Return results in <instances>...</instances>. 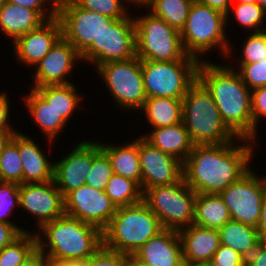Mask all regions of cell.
I'll return each mask as SVG.
<instances>
[{
  "mask_svg": "<svg viewBox=\"0 0 266 266\" xmlns=\"http://www.w3.org/2000/svg\"><path fill=\"white\" fill-rule=\"evenodd\" d=\"M234 2H239V3H257V0H234Z\"/></svg>",
  "mask_w": 266,
  "mask_h": 266,
  "instance_id": "56",
  "label": "cell"
},
{
  "mask_svg": "<svg viewBox=\"0 0 266 266\" xmlns=\"http://www.w3.org/2000/svg\"><path fill=\"white\" fill-rule=\"evenodd\" d=\"M184 266H213L210 261L207 262H197V263H187Z\"/></svg>",
  "mask_w": 266,
  "mask_h": 266,
  "instance_id": "55",
  "label": "cell"
},
{
  "mask_svg": "<svg viewBox=\"0 0 266 266\" xmlns=\"http://www.w3.org/2000/svg\"><path fill=\"white\" fill-rule=\"evenodd\" d=\"M162 230L159 218L144 201L118 207L108 226L102 231L103 247L133 255Z\"/></svg>",
  "mask_w": 266,
  "mask_h": 266,
  "instance_id": "4",
  "label": "cell"
},
{
  "mask_svg": "<svg viewBox=\"0 0 266 266\" xmlns=\"http://www.w3.org/2000/svg\"><path fill=\"white\" fill-rule=\"evenodd\" d=\"M265 192L264 178H258L250 169L219 195L228 207L231 220L257 228Z\"/></svg>",
  "mask_w": 266,
  "mask_h": 266,
  "instance_id": "13",
  "label": "cell"
},
{
  "mask_svg": "<svg viewBox=\"0 0 266 266\" xmlns=\"http://www.w3.org/2000/svg\"><path fill=\"white\" fill-rule=\"evenodd\" d=\"M17 131H2L0 132V155L2 151L4 150L5 146L9 143V141L12 139L13 135Z\"/></svg>",
  "mask_w": 266,
  "mask_h": 266,
  "instance_id": "52",
  "label": "cell"
},
{
  "mask_svg": "<svg viewBox=\"0 0 266 266\" xmlns=\"http://www.w3.org/2000/svg\"><path fill=\"white\" fill-rule=\"evenodd\" d=\"M0 181L23 183V165L18 152V132H16L0 155Z\"/></svg>",
  "mask_w": 266,
  "mask_h": 266,
  "instance_id": "34",
  "label": "cell"
},
{
  "mask_svg": "<svg viewBox=\"0 0 266 266\" xmlns=\"http://www.w3.org/2000/svg\"><path fill=\"white\" fill-rule=\"evenodd\" d=\"M19 203V206L37 217L38 229L65 214L64 198L54 180L20 184Z\"/></svg>",
  "mask_w": 266,
  "mask_h": 266,
  "instance_id": "16",
  "label": "cell"
},
{
  "mask_svg": "<svg viewBox=\"0 0 266 266\" xmlns=\"http://www.w3.org/2000/svg\"><path fill=\"white\" fill-rule=\"evenodd\" d=\"M257 3L266 11V0H257Z\"/></svg>",
  "mask_w": 266,
  "mask_h": 266,
  "instance_id": "57",
  "label": "cell"
},
{
  "mask_svg": "<svg viewBox=\"0 0 266 266\" xmlns=\"http://www.w3.org/2000/svg\"><path fill=\"white\" fill-rule=\"evenodd\" d=\"M37 248L36 233L25 231L0 251V266H20Z\"/></svg>",
  "mask_w": 266,
  "mask_h": 266,
  "instance_id": "33",
  "label": "cell"
},
{
  "mask_svg": "<svg viewBox=\"0 0 266 266\" xmlns=\"http://www.w3.org/2000/svg\"><path fill=\"white\" fill-rule=\"evenodd\" d=\"M99 144L110 160L113 173L136 181L141 186L139 138L121 147Z\"/></svg>",
  "mask_w": 266,
  "mask_h": 266,
  "instance_id": "25",
  "label": "cell"
},
{
  "mask_svg": "<svg viewBox=\"0 0 266 266\" xmlns=\"http://www.w3.org/2000/svg\"><path fill=\"white\" fill-rule=\"evenodd\" d=\"M231 216L219 194H197L193 224L219 230Z\"/></svg>",
  "mask_w": 266,
  "mask_h": 266,
  "instance_id": "26",
  "label": "cell"
},
{
  "mask_svg": "<svg viewBox=\"0 0 266 266\" xmlns=\"http://www.w3.org/2000/svg\"><path fill=\"white\" fill-rule=\"evenodd\" d=\"M46 20L36 11L7 0L0 9V28L13 43L24 34L38 28Z\"/></svg>",
  "mask_w": 266,
  "mask_h": 266,
  "instance_id": "24",
  "label": "cell"
},
{
  "mask_svg": "<svg viewBox=\"0 0 266 266\" xmlns=\"http://www.w3.org/2000/svg\"><path fill=\"white\" fill-rule=\"evenodd\" d=\"M21 233L12 225L0 222V251Z\"/></svg>",
  "mask_w": 266,
  "mask_h": 266,
  "instance_id": "46",
  "label": "cell"
},
{
  "mask_svg": "<svg viewBox=\"0 0 266 266\" xmlns=\"http://www.w3.org/2000/svg\"><path fill=\"white\" fill-rule=\"evenodd\" d=\"M251 111L253 118V141L256 139V130L260 117L266 119V86L251 90Z\"/></svg>",
  "mask_w": 266,
  "mask_h": 266,
  "instance_id": "43",
  "label": "cell"
},
{
  "mask_svg": "<svg viewBox=\"0 0 266 266\" xmlns=\"http://www.w3.org/2000/svg\"><path fill=\"white\" fill-rule=\"evenodd\" d=\"M105 193L117 207L130 206L143 201L141 186L129 178L113 174Z\"/></svg>",
  "mask_w": 266,
  "mask_h": 266,
  "instance_id": "31",
  "label": "cell"
},
{
  "mask_svg": "<svg viewBox=\"0 0 266 266\" xmlns=\"http://www.w3.org/2000/svg\"><path fill=\"white\" fill-rule=\"evenodd\" d=\"M236 5V6H235ZM236 20L244 27L255 28L254 32L264 31L263 26L266 11L258 3H239L235 2L232 8ZM260 26V27H259Z\"/></svg>",
  "mask_w": 266,
  "mask_h": 266,
  "instance_id": "36",
  "label": "cell"
},
{
  "mask_svg": "<svg viewBox=\"0 0 266 266\" xmlns=\"http://www.w3.org/2000/svg\"><path fill=\"white\" fill-rule=\"evenodd\" d=\"M136 57L134 18L113 19L93 43L81 54L85 62L96 68L111 61H125Z\"/></svg>",
  "mask_w": 266,
  "mask_h": 266,
  "instance_id": "10",
  "label": "cell"
},
{
  "mask_svg": "<svg viewBox=\"0 0 266 266\" xmlns=\"http://www.w3.org/2000/svg\"><path fill=\"white\" fill-rule=\"evenodd\" d=\"M25 98L24 104L29 109L30 116L44 131L49 142H53L54 137L66 126V121L35 89H31L30 94Z\"/></svg>",
  "mask_w": 266,
  "mask_h": 266,
  "instance_id": "27",
  "label": "cell"
},
{
  "mask_svg": "<svg viewBox=\"0 0 266 266\" xmlns=\"http://www.w3.org/2000/svg\"><path fill=\"white\" fill-rule=\"evenodd\" d=\"M126 266H149V265L139 261L133 255H126Z\"/></svg>",
  "mask_w": 266,
  "mask_h": 266,
  "instance_id": "53",
  "label": "cell"
},
{
  "mask_svg": "<svg viewBox=\"0 0 266 266\" xmlns=\"http://www.w3.org/2000/svg\"><path fill=\"white\" fill-rule=\"evenodd\" d=\"M35 89L67 122L80 104V96L72 84L46 85Z\"/></svg>",
  "mask_w": 266,
  "mask_h": 266,
  "instance_id": "30",
  "label": "cell"
},
{
  "mask_svg": "<svg viewBox=\"0 0 266 266\" xmlns=\"http://www.w3.org/2000/svg\"><path fill=\"white\" fill-rule=\"evenodd\" d=\"M8 1L22 7L36 10L45 20L52 19L56 16L57 0H52V2L49 4L51 6V9L49 10L48 13L46 12L45 10L46 7L44 5L46 4L45 2H48L49 0H8Z\"/></svg>",
  "mask_w": 266,
  "mask_h": 266,
  "instance_id": "44",
  "label": "cell"
},
{
  "mask_svg": "<svg viewBox=\"0 0 266 266\" xmlns=\"http://www.w3.org/2000/svg\"><path fill=\"white\" fill-rule=\"evenodd\" d=\"M39 230L46 237L47 250L39 233L38 249L50 261L87 260L103 246L102 231L94 225L63 215L45 223Z\"/></svg>",
  "mask_w": 266,
  "mask_h": 266,
  "instance_id": "3",
  "label": "cell"
},
{
  "mask_svg": "<svg viewBox=\"0 0 266 266\" xmlns=\"http://www.w3.org/2000/svg\"><path fill=\"white\" fill-rule=\"evenodd\" d=\"M142 137L152 146L175 157L182 163L185 162L194 146L183 122L154 128L152 133L150 132L149 135L146 134Z\"/></svg>",
  "mask_w": 266,
  "mask_h": 266,
  "instance_id": "23",
  "label": "cell"
},
{
  "mask_svg": "<svg viewBox=\"0 0 266 266\" xmlns=\"http://www.w3.org/2000/svg\"><path fill=\"white\" fill-rule=\"evenodd\" d=\"M261 240H266V192L264 194L261 206V215L257 227Z\"/></svg>",
  "mask_w": 266,
  "mask_h": 266,
  "instance_id": "50",
  "label": "cell"
},
{
  "mask_svg": "<svg viewBox=\"0 0 266 266\" xmlns=\"http://www.w3.org/2000/svg\"><path fill=\"white\" fill-rule=\"evenodd\" d=\"M141 189L170 185L183 178V163L152 146L143 137L139 138Z\"/></svg>",
  "mask_w": 266,
  "mask_h": 266,
  "instance_id": "15",
  "label": "cell"
},
{
  "mask_svg": "<svg viewBox=\"0 0 266 266\" xmlns=\"http://www.w3.org/2000/svg\"><path fill=\"white\" fill-rule=\"evenodd\" d=\"M152 128L171 126L182 122V99L170 97L147 98L140 109Z\"/></svg>",
  "mask_w": 266,
  "mask_h": 266,
  "instance_id": "29",
  "label": "cell"
},
{
  "mask_svg": "<svg viewBox=\"0 0 266 266\" xmlns=\"http://www.w3.org/2000/svg\"><path fill=\"white\" fill-rule=\"evenodd\" d=\"M128 2H131L133 4L136 3V5H138L140 7V5L144 6V7H150L153 0H126Z\"/></svg>",
  "mask_w": 266,
  "mask_h": 266,
  "instance_id": "54",
  "label": "cell"
},
{
  "mask_svg": "<svg viewBox=\"0 0 266 266\" xmlns=\"http://www.w3.org/2000/svg\"><path fill=\"white\" fill-rule=\"evenodd\" d=\"M266 57V30L253 32L247 37L239 64H252Z\"/></svg>",
  "mask_w": 266,
  "mask_h": 266,
  "instance_id": "38",
  "label": "cell"
},
{
  "mask_svg": "<svg viewBox=\"0 0 266 266\" xmlns=\"http://www.w3.org/2000/svg\"><path fill=\"white\" fill-rule=\"evenodd\" d=\"M62 37V27L57 16L46 20L38 28L19 37L14 43L16 58L25 64L36 65Z\"/></svg>",
  "mask_w": 266,
  "mask_h": 266,
  "instance_id": "19",
  "label": "cell"
},
{
  "mask_svg": "<svg viewBox=\"0 0 266 266\" xmlns=\"http://www.w3.org/2000/svg\"><path fill=\"white\" fill-rule=\"evenodd\" d=\"M92 167V141H82L68 156L54 164V182L64 197L85 185Z\"/></svg>",
  "mask_w": 266,
  "mask_h": 266,
  "instance_id": "18",
  "label": "cell"
},
{
  "mask_svg": "<svg viewBox=\"0 0 266 266\" xmlns=\"http://www.w3.org/2000/svg\"><path fill=\"white\" fill-rule=\"evenodd\" d=\"M194 1L223 12L224 14H226V19H229L228 15L230 13V4H231L230 2L233 3V0L232 1L231 0H194Z\"/></svg>",
  "mask_w": 266,
  "mask_h": 266,
  "instance_id": "49",
  "label": "cell"
},
{
  "mask_svg": "<svg viewBox=\"0 0 266 266\" xmlns=\"http://www.w3.org/2000/svg\"><path fill=\"white\" fill-rule=\"evenodd\" d=\"M200 61L191 55L172 62L141 60L147 98L183 99L189 87L197 80Z\"/></svg>",
  "mask_w": 266,
  "mask_h": 266,
  "instance_id": "7",
  "label": "cell"
},
{
  "mask_svg": "<svg viewBox=\"0 0 266 266\" xmlns=\"http://www.w3.org/2000/svg\"><path fill=\"white\" fill-rule=\"evenodd\" d=\"M7 0H0V9L4 6Z\"/></svg>",
  "mask_w": 266,
  "mask_h": 266,
  "instance_id": "58",
  "label": "cell"
},
{
  "mask_svg": "<svg viewBox=\"0 0 266 266\" xmlns=\"http://www.w3.org/2000/svg\"><path fill=\"white\" fill-rule=\"evenodd\" d=\"M213 266H246V258L231 247L220 244L211 259Z\"/></svg>",
  "mask_w": 266,
  "mask_h": 266,
  "instance_id": "42",
  "label": "cell"
},
{
  "mask_svg": "<svg viewBox=\"0 0 266 266\" xmlns=\"http://www.w3.org/2000/svg\"><path fill=\"white\" fill-rule=\"evenodd\" d=\"M108 156L101 150L99 142H92V167L86 178L85 185L105 191L113 175Z\"/></svg>",
  "mask_w": 266,
  "mask_h": 266,
  "instance_id": "35",
  "label": "cell"
},
{
  "mask_svg": "<svg viewBox=\"0 0 266 266\" xmlns=\"http://www.w3.org/2000/svg\"><path fill=\"white\" fill-rule=\"evenodd\" d=\"M239 74L250 90L266 86V57L252 64H238Z\"/></svg>",
  "mask_w": 266,
  "mask_h": 266,
  "instance_id": "40",
  "label": "cell"
},
{
  "mask_svg": "<svg viewBox=\"0 0 266 266\" xmlns=\"http://www.w3.org/2000/svg\"><path fill=\"white\" fill-rule=\"evenodd\" d=\"M50 260L38 248L20 266H49Z\"/></svg>",
  "mask_w": 266,
  "mask_h": 266,
  "instance_id": "48",
  "label": "cell"
},
{
  "mask_svg": "<svg viewBox=\"0 0 266 266\" xmlns=\"http://www.w3.org/2000/svg\"><path fill=\"white\" fill-rule=\"evenodd\" d=\"M6 93H0V132L2 131H15L10 126L9 117V101ZM9 119V120H8ZM9 122V124H8Z\"/></svg>",
  "mask_w": 266,
  "mask_h": 266,
  "instance_id": "45",
  "label": "cell"
},
{
  "mask_svg": "<svg viewBox=\"0 0 266 266\" xmlns=\"http://www.w3.org/2000/svg\"><path fill=\"white\" fill-rule=\"evenodd\" d=\"M136 56L140 60L172 62L183 60L185 52L180 32L151 12L134 18Z\"/></svg>",
  "mask_w": 266,
  "mask_h": 266,
  "instance_id": "9",
  "label": "cell"
},
{
  "mask_svg": "<svg viewBox=\"0 0 266 266\" xmlns=\"http://www.w3.org/2000/svg\"><path fill=\"white\" fill-rule=\"evenodd\" d=\"M196 196L182 178L175 184L148 188L143 201L157 215L163 229L179 231L194 222Z\"/></svg>",
  "mask_w": 266,
  "mask_h": 266,
  "instance_id": "8",
  "label": "cell"
},
{
  "mask_svg": "<svg viewBox=\"0 0 266 266\" xmlns=\"http://www.w3.org/2000/svg\"><path fill=\"white\" fill-rule=\"evenodd\" d=\"M235 143L194 145L183 163L186 184L197 194H220L245 175L254 149Z\"/></svg>",
  "mask_w": 266,
  "mask_h": 266,
  "instance_id": "1",
  "label": "cell"
},
{
  "mask_svg": "<svg viewBox=\"0 0 266 266\" xmlns=\"http://www.w3.org/2000/svg\"><path fill=\"white\" fill-rule=\"evenodd\" d=\"M232 66L200 61L197 79L210 92L228 129L241 142L253 140L251 90Z\"/></svg>",
  "mask_w": 266,
  "mask_h": 266,
  "instance_id": "2",
  "label": "cell"
},
{
  "mask_svg": "<svg viewBox=\"0 0 266 266\" xmlns=\"http://www.w3.org/2000/svg\"><path fill=\"white\" fill-rule=\"evenodd\" d=\"M18 152L23 165V183H44L54 180V163L27 135L18 132Z\"/></svg>",
  "mask_w": 266,
  "mask_h": 266,
  "instance_id": "22",
  "label": "cell"
},
{
  "mask_svg": "<svg viewBox=\"0 0 266 266\" xmlns=\"http://www.w3.org/2000/svg\"><path fill=\"white\" fill-rule=\"evenodd\" d=\"M182 243L184 264L211 261L220 246L217 229L191 224L178 231Z\"/></svg>",
  "mask_w": 266,
  "mask_h": 266,
  "instance_id": "21",
  "label": "cell"
},
{
  "mask_svg": "<svg viewBox=\"0 0 266 266\" xmlns=\"http://www.w3.org/2000/svg\"><path fill=\"white\" fill-rule=\"evenodd\" d=\"M220 244L231 247L246 259L262 241L257 228L230 220L219 230Z\"/></svg>",
  "mask_w": 266,
  "mask_h": 266,
  "instance_id": "28",
  "label": "cell"
},
{
  "mask_svg": "<svg viewBox=\"0 0 266 266\" xmlns=\"http://www.w3.org/2000/svg\"><path fill=\"white\" fill-rule=\"evenodd\" d=\"M80 7L109 16L112 19H120L128 16L127 10L122 5L123 0H74Z\"/></svg>",
  "mask_w": 266,
  "mask_h": 266,
  "instance_id": "39",
  "label": "cell"
},
{
  "mask_svg": "<svg viewBox=\"0 0 266 266\" xmlns=\"http://www.w3.org/2000/svg\"><path fill=\"white\" fill-rule=\"evenodd\" d=\"M227 22L223 12L193 1L185 26L180 31L185 52L199 59L200 53L219 46L225 56L229 57L231 47L225 33Z\"/></svg>",
  "mask_w": 266,
  "mask_h": 266,
  "instance_id": "6",
  "label": "cell"
},
{
  "mask_svg": "<svg viewBox=\"0 0 266 266\" xmlns=\"http://www.w3.org/2000/svg\"><path fill=\"white\" fill-rule=\"evenodd\" d=\"M75 60H82L75 47L61 37L35 66L34 88L46 85L69 84L66 80ZM65 77V78H64Z\"/></svg>",
  "mask_w": 266,
  "mask_h": 266,
  "instance_id": "17",
  "label": "cell"
},
{
  "mask_svg": "<svg viewBox=\"0 0 266 266\" xmlns=\"http://www.w3.org/2000/svg\"><path fill=\"white\" fill-rule=\"evenodd\" d=\"M86 266H126V254L114 252L102 246L86 260Z\"/></svg>",
  "mask_w": 266,
  "mask_h": 266,
  "instance_id": "41",
  "label": "cell"
},
{
  "mask_svg": "<svg viewBox=\"0 0 266 266\" xmlns=\"http://www.w3.org/2000/svg\"><path fill=\"white\" fill-rule=\"evenodd\" d=\"M194 0H153L149 11L167 24L181 31L186 23Z\"/></svg>",
  "mask_w": 266,
  "mask_h": 266,
  "instance_id": "32",
  "label": "cell"
},
{
  "mask_svg": "<svg viewBox=\"0 0 266 266\" xmlns=\"http://www.w3.org/2000/svg\"><path fill=\"white\" fill-rule=\"evenodd\" d=\"M56 16L62 27V37L82 54L97 41L105 27L113 20L109 16L88 11L74 0H57Z\"/></svg>",
  "mask_w": 266,
  "mask_h": 266,
  "instance_id": "12",
  "label": "cell"
},
{
  "mask_svg": "<svg viewBox=\"0 0 266 266\" xmlns=\"http://www.w3.org/2000/svg\"><path fill=\"white\" fill-rule=\"evenodd\" d=\"M133 256L149 266H184L182 243L176 230L163 229Z\"/></svg>",
  "mask_w": 266,
  "mask_h": 266,
  "instance_id": "20",
  "label": "cell"
},
{
  "mask_svg": "<svg viewBox=\"0 0 266 266\" xmlns=\"http://www.w3.org/2000/svg\"><path fill=\"white\" fill-rule=\"evenodd\" d=\"M49 266H86V260H59V261H50Z\"/></svg>",
  "mask_w": 266,
  "mask_h": 266,
  "instance_id": "51",
  "label": "cell"
},
{
  "mask_svg": "<svg viewBox=\"0 0 266 266\" xmlns=\"http://www.w3.org/2000/svg\"><path fill=\"white\" fill-rule=\"evenodd\" d=\"M64 213L103 231L117 212L118 207L105 191L82 185L64 197Z\"/></svg>",
  "mask_w": 266,
  "mask_h": 266,
  "instance_id": "14",
  "label": "cell"
},
{
  "mask_svg": "<svg viewBox=\"0 0 266 266\" xmlns=\"http://www.w3.org/2000/svg\"><path fill=\"white\" fill-rule=\"evenodd\" d=\"M99 71V72H98ZM111 96L121 108L140 110L147 99L141 69L136 56L125 61H111L97 68Z\"/></svg>",
  "mask_w": 266,
  "mask_h": 266,
  "instance_id": "11",
  "label": "cell"
},
{
  "mask_svg": "<svg viewBox=\"0 0 266 266\" xmlns=\"http://www.w3.org/2000/svg\"><path fill=\"white\" fill-rule=\"evenodd\" d=\"M20 184L14 182L0 181V222L12 224L20 233L25 232L22 228L11 223V220L6 219L10 216L14 206L20 205Z\"/></svg>",
  "mask_w": 266,
  "mask_h": 266,
  "instance_id": "37",
  "label": "cell"
},
{
  "mask_svg": "<svg viewBox=\"0 0 266 266\" xmlns=\"http://www.w3.org/2000/svg\"><path fill=\"white\" fill-rule=\"evenodd\" d=\"M182 122L194 145L229 143L237 138L224 124L210 92L198 79L182 99Z\"/></svg>",
  "mask_w": 266,
  "mask_h": 266,
  "instance_id": "5",
  "label": "cell"
},
{
  "mask_svg": "<svg viewBox=\"0 0 266 266\" xmlns=\"http://www.w3.org/2000/svg\"><path fill=\"white\" fill-rule=\"evenodd\" d=\"M246 266H266V240H262L246 259Z\"/></svg>",
  "mask_w": 266,
  "mask_h": 266,
  "instance_id": "47",
  "label": "cell"
}]
</instances>
